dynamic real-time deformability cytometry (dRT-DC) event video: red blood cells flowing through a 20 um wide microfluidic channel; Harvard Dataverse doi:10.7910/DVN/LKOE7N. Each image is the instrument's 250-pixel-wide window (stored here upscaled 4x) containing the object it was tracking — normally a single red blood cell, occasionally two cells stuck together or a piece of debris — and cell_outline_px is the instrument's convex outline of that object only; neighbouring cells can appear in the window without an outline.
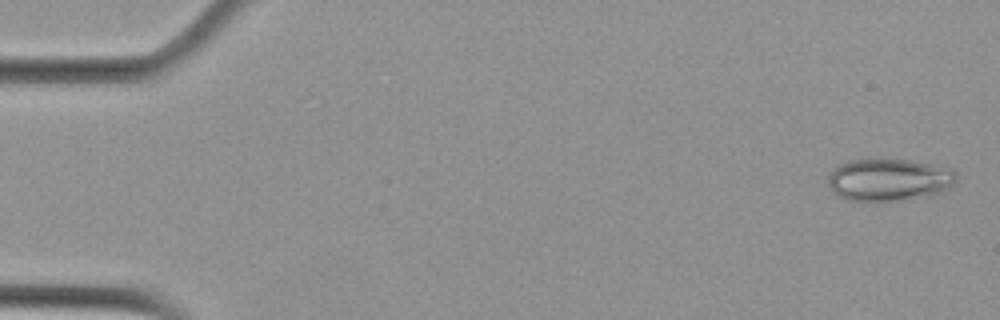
{"species": "Egyptian fruit bat (a non-hibernating species)", "species_latin": "Rousettus aegyptiacus", "temperature_condition": "cold", "stored_images_in_passage": 12, "camera_frame_rate_fps": 3000, "um_per_image_px": 0.085, "animal": {"sex": "female"}, "frame": {"image": 1, "passage_image": 2, "time_ms": 0.333, "image_size_px": [1000, 320], "cell_outline_px": [[956, 180], [944, 192], [932, 196], [908, 200], [848, 200], [832, 192], [828, 184], [828, 176], [840, 164], [848, 160], [872, 156], [884, 156], [932, 164], [952, 168], [956, 172]], "centroid_in_image_um": [75.58, 15.23], "position_along_channel_um": 9.4, "area_um2": 32.66}}